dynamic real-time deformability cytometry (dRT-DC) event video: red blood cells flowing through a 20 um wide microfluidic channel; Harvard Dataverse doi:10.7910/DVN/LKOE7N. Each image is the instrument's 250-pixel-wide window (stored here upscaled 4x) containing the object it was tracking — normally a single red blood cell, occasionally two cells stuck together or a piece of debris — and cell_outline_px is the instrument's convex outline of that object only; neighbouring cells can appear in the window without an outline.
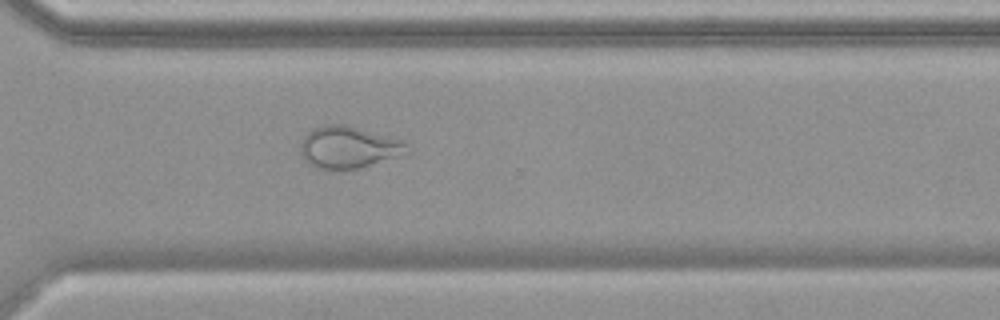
{"species": "common noctule bat (a hibernating species)", "species_latin": "Nyctalus noctula", "temperature_condition": "warm", "stored_images_in_passage": 53, "camera_frame_rate_fps": 3000, "um_per_image_px": 0.085, "animal": {"sex": "female", "body_mass_g": 19.9}, "frame": {"image": 1, "passage_image": 39, "time_ms": 12.667, "image_size_px": [1000, 320], "cell_outline_px": [[412, 152], [356, 168], [312, 168], [304, 160], [300, 152], [300, 140], [312, 128], [324, 124], [348, 124], [400, 140], [408, 144]], "centroid_in_image_um": [29.58, 12.49], "position_along_channel_um": 341.0, "area_um2": 26.01}}
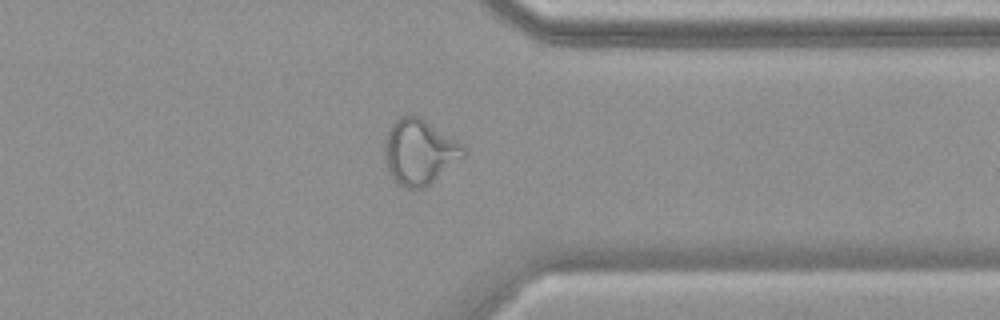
{"frame": {"image": 2, "passage_image": 42, "time_ms": 13.667, "image_size_px": [1000, 320], "cell_outline_px": [[468, 156], [424, 188], [404, 188], [392, 180], [388, 172], [384, 160], [384, 136], [392, 124], [400, 116], [420, 116], [464, 144], [468, 152]], "centroid_in_image_um": [35.68, 12.92], "position_along_channel_um": 375.7, "area_um2": 30.87}}
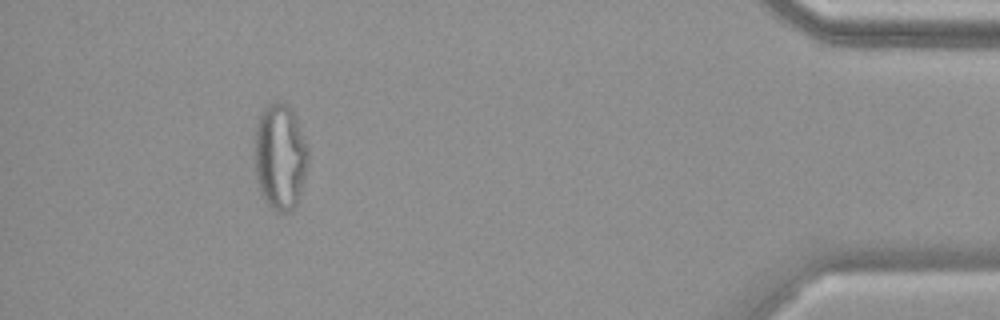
{"frame": {"image": 3, "passage_image": 49, "time_ms": 16.0, "image_size_px": [1000, 320], "cell_outline_px": [[308, 164], [300, 192], [296, 204], [288, 212], [276, 212], [264, 200], [260, 192], [256, 180], [256, 124], [260, 112], [268, 104], [288, 104], [292, 108], [308, 148]], "centroid_in_image_um": [23.81, 13.33], "position_along_channel_um": 411.4, "area_um2": 32.77}}